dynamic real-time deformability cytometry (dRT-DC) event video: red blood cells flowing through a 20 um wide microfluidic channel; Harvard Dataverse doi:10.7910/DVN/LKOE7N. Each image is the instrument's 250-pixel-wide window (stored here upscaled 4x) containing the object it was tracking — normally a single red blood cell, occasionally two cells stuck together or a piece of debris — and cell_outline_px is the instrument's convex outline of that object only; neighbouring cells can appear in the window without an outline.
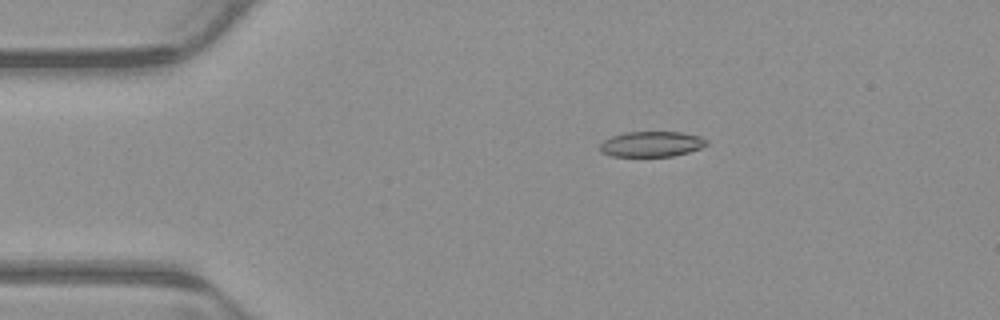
{"species": "common noctule bat (a hibernating species)", "species_latin": "Nyctalus noctula", "temperature_condition": "warm", "stored_images_in_passage": 4, "camera_frame_rate_fps": 3000, "um_per_image_px": 0.085, "animal": {"sex": "male", "body_mass_g": 23.1, "forearm_length_mm": 52.7}, "frame": {"image": 1, "passage_image": 2, "time_ms": 0.333, "image_size_px": [1000, 320], "cell_outline_px": [[708, 144], [700, 148], [688, 152], [672, 156], [612, 156], [600, 152], [600, 144], [604, 140], [612, 136], [624, 132], [680, 132], [700, 136], [708, 140]], "centroid_in_image_um": [55.38, 12.24], "position_along_channel_um": 29.6, "area_um2": 15.78}}